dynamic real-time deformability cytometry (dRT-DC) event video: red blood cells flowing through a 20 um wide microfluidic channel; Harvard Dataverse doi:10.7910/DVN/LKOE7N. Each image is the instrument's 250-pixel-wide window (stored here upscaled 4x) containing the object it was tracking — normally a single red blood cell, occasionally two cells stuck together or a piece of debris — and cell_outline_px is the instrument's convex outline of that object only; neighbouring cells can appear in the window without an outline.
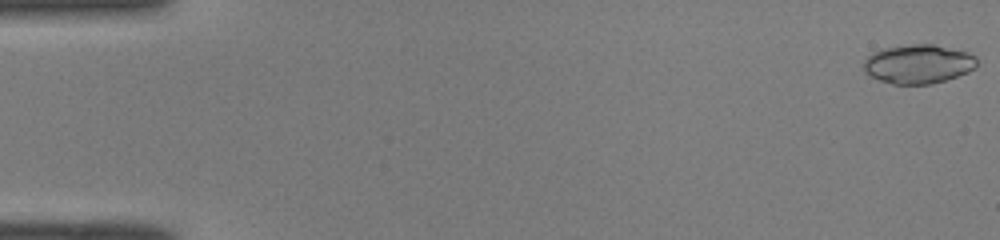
{"species": "common noctule bat (a hibernating species)", "species_latin": "Nyctalus noctula", "temperature_condition": "room temperature", "stored_images_in_passage": 50, "camera_frame_rate_fps": 3000, "um_per_image_px": 0.085, "animal": {"sex": "male", "body_mass_g": 19.0, "forearm_length_mm": 50.8}, "frame": {"image": 1, "passage_image": 1, "time_ms": 0.0, "image_size_px": [1000, 240], "cell_outline_px": [[976, 68], [968, 72], [932, 84], [892, 84], [880, 80], [864, 72], [864, 60], [872, 52], [884, 48], [908, 44], [932, 44], [968, 52], [976, 56]], "centroid_in_image_um": [78.05, 5.43], "position_along_channel_um": 7.0, "area_um2": 25.72}}
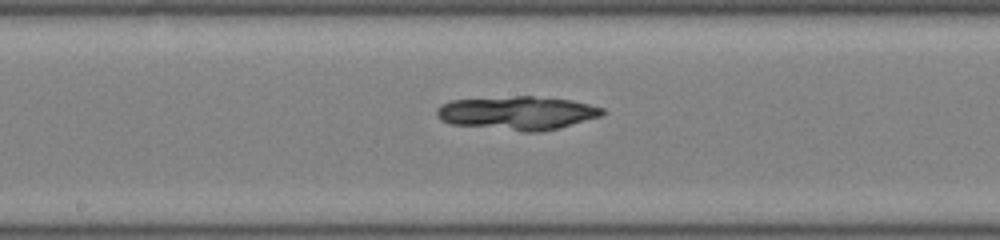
{"frame": {"image": 2, "passage_image": 27, "time_ms": 8.667, "image_size_px": [1000, 240], "cell_outline_px": [[608, 112], [600, 116], [560, 128], [540, 132], [524, 132], [452, 124], [440, 120], [436, 116], [436, 108], [440, 104], [452, 100], [516, 96], [532, 96], [572, 100], [604, 108]], "centroid_in_image_um": [43.98, 9.61], "position_along_channel_um": 204.2, "area_um2": 32.6}}
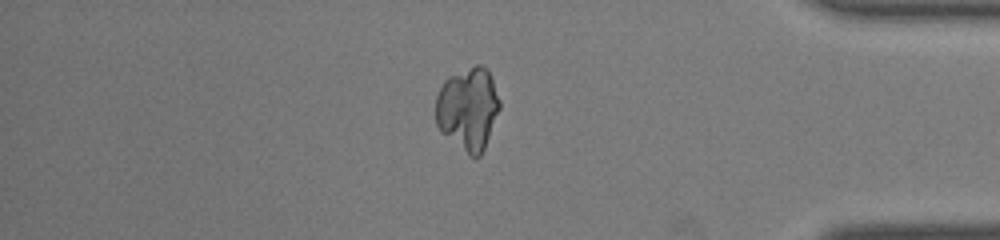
{"frame": {"image": 3, "passage_image": 43, "time_ms": 14.0, "image_size_px": [1000, 240], "cell_outline_px": [[500, 108], [484, 148], [480, 156], [476, 160], [468, 156], [440, 132], [436, 124], [436, 96], [444, 80], [448, 76], [476, 64], [480, 64], [488, 68], [492, 76], [500, 100]], "centroid_in_image_um": [39.78, 9.25], "position_along_channel_um": 395.4, "area_um2": 31.39}}